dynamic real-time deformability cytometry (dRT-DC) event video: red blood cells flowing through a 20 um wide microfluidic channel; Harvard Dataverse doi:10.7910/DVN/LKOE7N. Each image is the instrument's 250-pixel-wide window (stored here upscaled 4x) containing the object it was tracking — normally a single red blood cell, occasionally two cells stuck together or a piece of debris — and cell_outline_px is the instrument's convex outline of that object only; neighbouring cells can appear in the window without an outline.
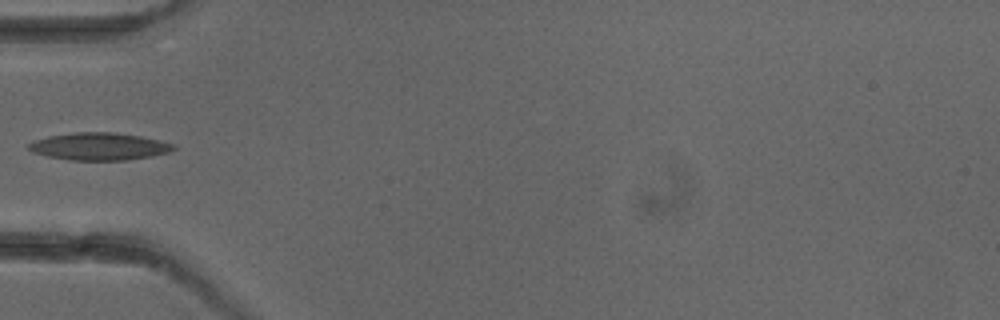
{"species": "common noctule bat (a hibernating species)", "species_latin": "Nyctalus noctula", "temperature_condition": "cold", "stored_images_in_passage": 5, "camera_frame_rate_fps": 3000, "um_per_image_px": 0.085, "animal": {"sex": "female"}, "frame": {"image": 1, "passage_image": 5, "time_ms": 5.667, "image_size_px": [1000, 320], "cell_outline_px": [[176, 148], [168, 152], [152, 156], [124, 160], [68, 160], [48, 156], [32, 152], [28, 148], [28, 144], [36, 140], [48, 136], [76, 132], [116, 132], [140, 136], [160, 140], [176, 144]], "centroid_in_image_um": [8.45, 12.44], "position_along_channel_um": 76.5, "area_um2": 23.12}}